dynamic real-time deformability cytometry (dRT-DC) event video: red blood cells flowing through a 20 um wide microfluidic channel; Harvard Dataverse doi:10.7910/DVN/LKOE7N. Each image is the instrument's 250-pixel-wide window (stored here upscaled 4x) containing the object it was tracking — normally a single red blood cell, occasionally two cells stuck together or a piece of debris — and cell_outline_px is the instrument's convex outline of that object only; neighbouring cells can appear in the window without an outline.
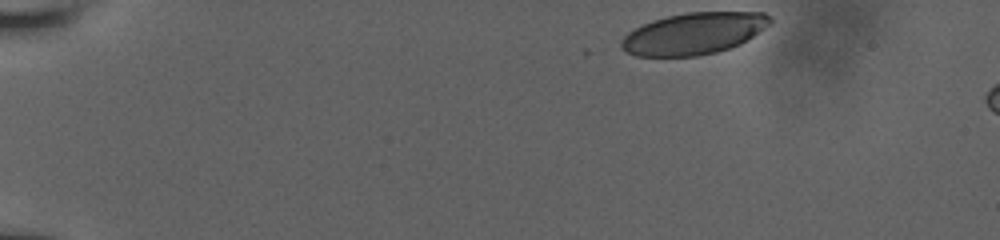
{"species": "human", "species_latin": "Homo sapiens", "temperature_condition": "room temperature", "stored_images_in_passage": 6, "camera_frame_rate_fps": 3000, "um_per_image_px": 0.085, "donor": {"sex": "male"}, "frame": {"image": 1, "passage_image": 1, "time_ms": 0.0, "image_size_px": [1000, 240], "cell_outline_px": [[772, 24], [740, 44], [716, 52], [696, 56], [636, 56], [624, 52], [616, 48], [620, 40], [628, 32], [652, 20], [668, 16], [688, 12], [764, 12], [772, 20]], "centroid_in_image_um": [58.92, 2.86], "position_along_channel_um": 26.1, "area_um2": 36.36}}